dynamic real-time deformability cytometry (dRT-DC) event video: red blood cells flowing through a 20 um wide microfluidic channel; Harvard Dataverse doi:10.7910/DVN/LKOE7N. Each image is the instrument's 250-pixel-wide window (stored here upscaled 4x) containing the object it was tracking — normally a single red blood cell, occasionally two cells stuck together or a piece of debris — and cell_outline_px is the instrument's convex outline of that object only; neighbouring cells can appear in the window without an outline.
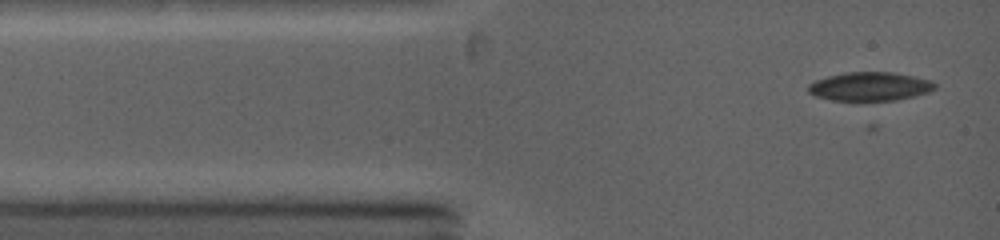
{"species": "common noctule bat (a hibernating species)", "species_latin": "Nyctalus noctula", "temperature_condition": "warm", "stored_images_in_passage": 38, "camera_frame_rate_fps": 5000, "um_per_image_px": 0.085, "animal": {"sex": "female", "body_mass_g": 19.0, "forearm_length_mm": 53.3}, "frame": {"image": 1, "passage_image": 3, "time_ms": 0.8, "image_size_px": [1000, 240], "cell_outline_px": [[936, 88], [928, 92], [896, 100], [832, 100], [816, 96], [808, 92], [808, 84], [816, 80], [828, 76], [844, 72], [892, 72], [912, 76], [928, 80], [936, 84]], "centroid_in_image_um": [73.91, 7.34], "position_along_channel_um": 11.1, "area_um2": 20.92}}
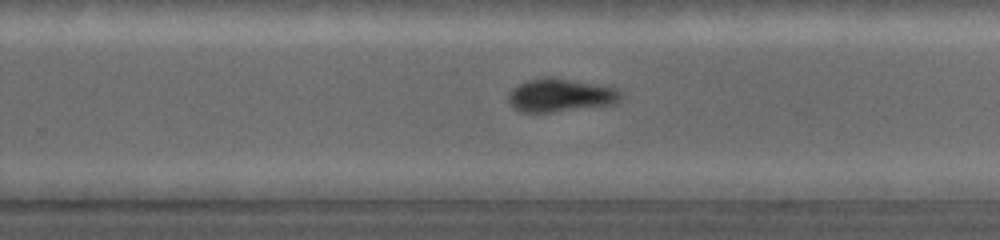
{"frame": {"image": 2, "passage_image": 23, "time_ms": 8.2, "image_size_px": [1000, 240], "cell_outline_px": [[620, 100], [616, 104], [552, 112], [520, 112], [512, 108], [508, 100], [508, 92], [512, 88], [528, 80], [564, 80], [612, 88], [620, 92]], "centroid_in_image_um": [47.56, 8.17], "position_along_channel_um": 282.2, "area_um2": 20.69}}
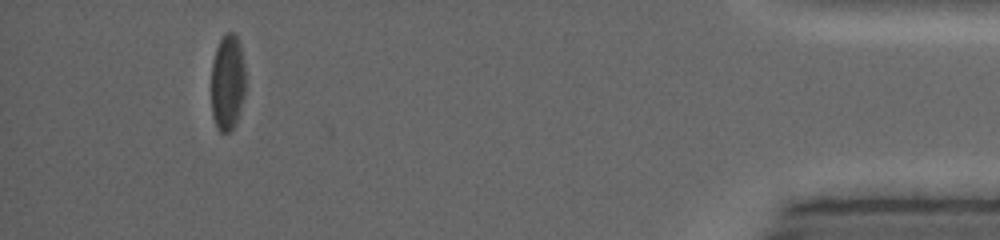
{"frame": {"image": 3, "passage_image": 37, "time_ms": 13.2, "image_size_px": [1000, 240], "cell_outline_px": [[244, 96], [236, 124], [232, 132], [220, 132], [216, 128], [212, 116], [212, 60], [216, 48], [220, 40], [228, 32], [232, 32], [236, 36], [240, 44], [244, 64]], "centroid_in_image_um": [19.33, 7.06], "position_along_channel_um": 415.9, "area_um2": 19.25}, "authors_computed_cell_mechanics": {"area_um2": 21.2126, "velocity_mm_per_s": 4.2412, "shape_relaxation_time_tau1_ms": 2.7069, "shape_relaxation_time_tau2_ms": 2.9186, "deformation_change_tau1": 0.0973, "deformation_change_tau2": 0.1086}}